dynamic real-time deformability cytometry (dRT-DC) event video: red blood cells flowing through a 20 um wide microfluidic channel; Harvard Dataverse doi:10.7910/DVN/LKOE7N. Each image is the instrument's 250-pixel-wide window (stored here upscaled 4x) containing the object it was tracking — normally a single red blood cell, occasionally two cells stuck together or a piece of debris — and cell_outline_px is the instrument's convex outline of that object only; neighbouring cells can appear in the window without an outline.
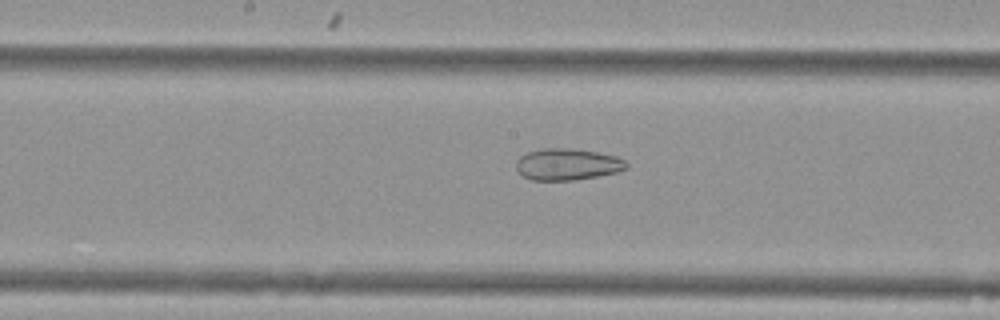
{"species": "Egyptian fruit bat (a non-hibernating species)", "species_latin": "Rousettus aegyptiacus", "temperature_condition": "cold", "stored_images_in_passage": 54, "camera_frame_rate_fps": 3000, "um_per_image_px": 0.085, "animal": {"sex": "female"}, "frame": {"image": 1, "passage_image": 28, "time_ms": 9.0, "image_size_px": [1000, 320], "cell_outline_px": [[628, 168], [616, 172], [596, 176], [572, 180], [532, 180], [524, 176], [516, 168], [516, 160], [520, 156], [528, 152], [544, 148], [572, 148], [596, 152], [616, 156], [624, 160], [628, 164]], "centroid_in_image_um": [48.22, 13.96], "position_along_channel_um": 200.0, "area_um2": 20.17}}
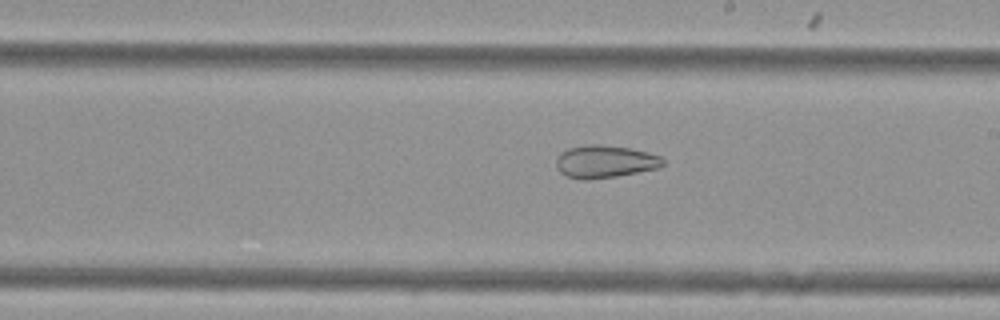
{"frame": {"image": 2, "passage_image": 31, "time_ms": 10.0, "image_size_px": [1000, 320], "cell_outline_px": [[664, 164], [656, 168], [616, 176], [588, 180], [584, 180], [564, 176], [556, 168], [556, 160], [560, 152], [568, 148], [584, 144], [600, 144], [628, 148], [648, 152], [660, 156], [664, 160]], "centroid_in_image_um": [51.36, 13.73], "position_along_channel_um": 237.6, "area_um2": 20.35}}
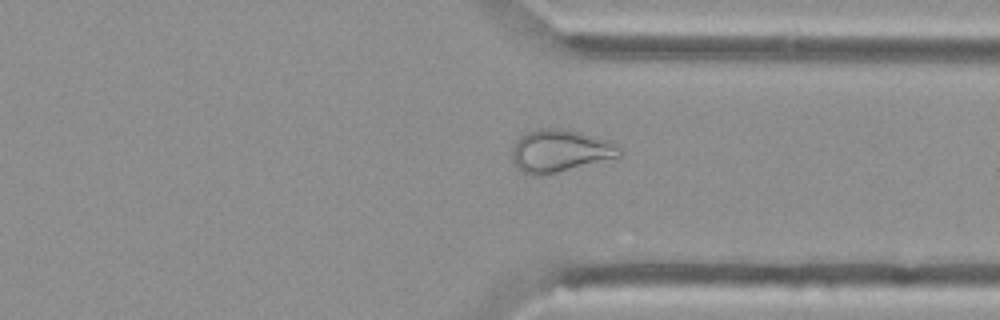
{"frame": {"image": 3, "passage_image": 41, "time_ms": 13.333, "image_size_px": [1000, 320], "cell_outline_px": [[620, 156], [556, 172], [536, 176], [532, 176], [516, 168], [512, 160], [512, 148], [516, 140], [520, 136], [528, 132], [540, 128], [556, 128], [580, 132], [612, 140], [620, 148]], "centroid_in_image_um": [47.57, 12.81], "position_along_channel_um": 363.8, "area_um2": 26.41}, "authors_computed_cell_mechanics": {"area_um2": 29.8826, "velocity_mm_per_s": 3.7807, "shape_relaxation_time_tau1_ms": null, "shape_relaxation_time_tau2_ms": 4.536, "deformation_change_tau1": null, "deformation_change_tau2": 0.1236}}